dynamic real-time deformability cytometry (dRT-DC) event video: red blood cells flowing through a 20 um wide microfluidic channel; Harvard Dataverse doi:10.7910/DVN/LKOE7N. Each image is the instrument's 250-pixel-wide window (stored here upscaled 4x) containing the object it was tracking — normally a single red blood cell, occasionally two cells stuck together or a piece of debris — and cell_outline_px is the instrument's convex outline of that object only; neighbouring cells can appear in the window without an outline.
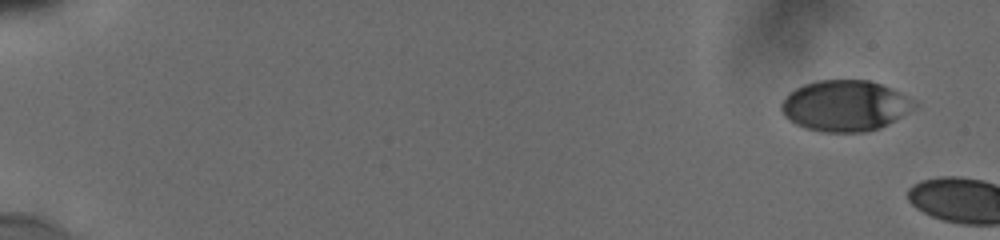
{"species": "human", "species_latin": "Homo sapiens", "temperature_condition": "cold", "stored_images_in_passage": 4, "camera_frame_rate_fps": 3000, "um_per_image_px": 0.085, "donor": {"sex": "male"}, "frame": {"image": 1, "passage_image": 1, "time_ms": 0.0, "image_size_px": [1000, 240], "cell_outline_px": [[916, 108], [896, 120], [880, 128], [864, 132], [820, 132], [804, 128], [788, 120], [784, 116], [780, 108], [780, 104], [784, 96], [788, 92], [804, 84], [820, 80], [868, 80], [880, 84], [900, 92], [912, 100], [916, 104]], "centroid_in_image_um": [71.79, 9.0], "position_along_channel_um": 13.2, "area_um2": 39.71}}